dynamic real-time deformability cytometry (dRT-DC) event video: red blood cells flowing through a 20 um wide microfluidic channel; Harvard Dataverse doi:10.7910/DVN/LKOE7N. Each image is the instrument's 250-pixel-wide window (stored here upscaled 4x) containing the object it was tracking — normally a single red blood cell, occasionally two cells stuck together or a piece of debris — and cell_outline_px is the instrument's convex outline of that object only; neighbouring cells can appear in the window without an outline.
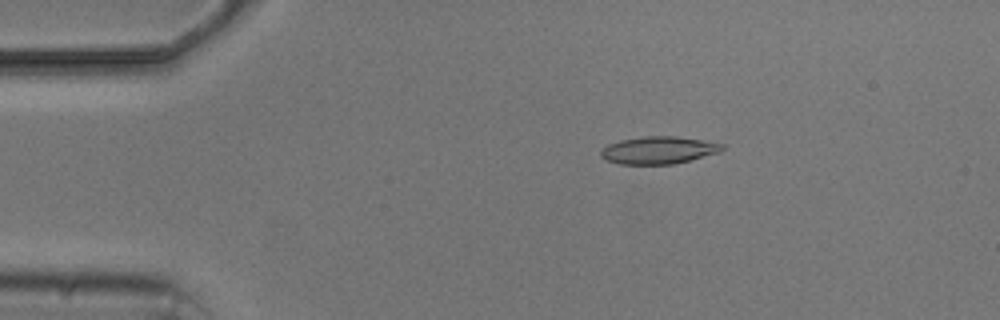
{"species": "common noctule bat (a hibernating species)", "species_latin": "Nyctalus noctula", "temperature_condition": "cold", "stored_images_in_passage": 5, "camera_frame_rate_fps": 3000, "um_per_image_px": 0.085, "animal": {"sex": "male", "body_mass_g": 20.5, "forearm_length_mm": 52.5}, "frame": {"image": 1, "passage_image": 2, "time_ms": 2.0, "image_size_px": [1000, 320], "cell_outline_px": [[724, 148], [720, 152], [692, 160], [672, 164], [620, 164], [604, 160], [600, 156], [600, 152], [608, 144], [620, 140], [644, 136], [676, 136], [724, 144]], "centroid_in_image_um": [55.97, 12.77], "position_along_channel_um": 29.0, "area_um2": 19.42}}
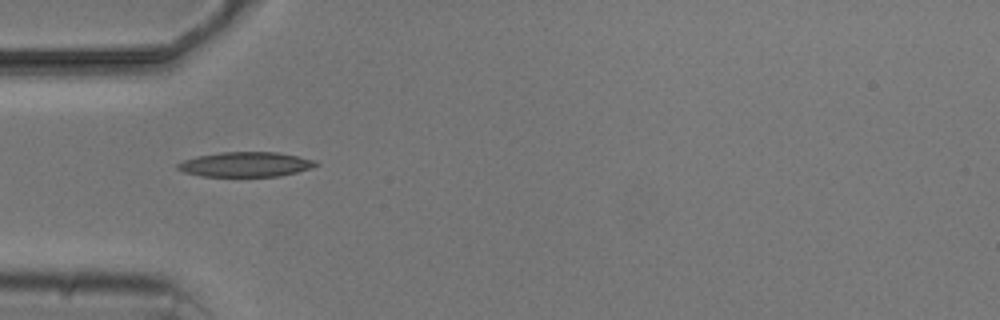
{"frame": {"image": 2, "passage_image": 4, "time_ms": 4.333, "image_size_px": [1000, 320], "cell_outline_px": [[320, 164], [296, 172], [280, 176], [200, 176], [184, 172], [176, 168], [176, 164], [184, 160], [196, 156], [220, 152], [276, 152], [316, 160]], "centroid_in_image_um": [20.84, 13.97], "position_along_channel_um": 64.2, "area_um2": 19.88}}
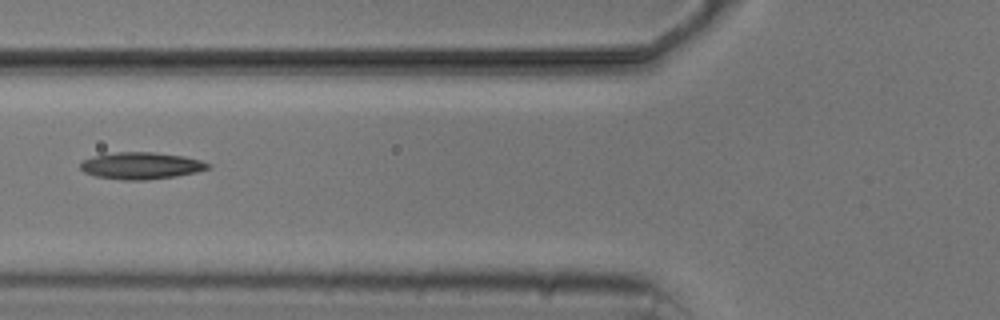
{"frame": {"image": 3, "passage_image": 5, "time_ms": 5.667, "image_size_px": [1000, 320], "cell_outline_px": [[212, 168], [196, 172], [176, 176], [148, 180], [124, 180], [96, 176], [84, 172], [80, 168], [80, 164], [84, 160], [92, 156], [116, 152], [152, 152], [184, 156], [200, 160], [212, 164]], "centroid_in_image_um": [12.03, 14.08], "position_along_channel_um": 113.8, "area_um2": 20.06}}